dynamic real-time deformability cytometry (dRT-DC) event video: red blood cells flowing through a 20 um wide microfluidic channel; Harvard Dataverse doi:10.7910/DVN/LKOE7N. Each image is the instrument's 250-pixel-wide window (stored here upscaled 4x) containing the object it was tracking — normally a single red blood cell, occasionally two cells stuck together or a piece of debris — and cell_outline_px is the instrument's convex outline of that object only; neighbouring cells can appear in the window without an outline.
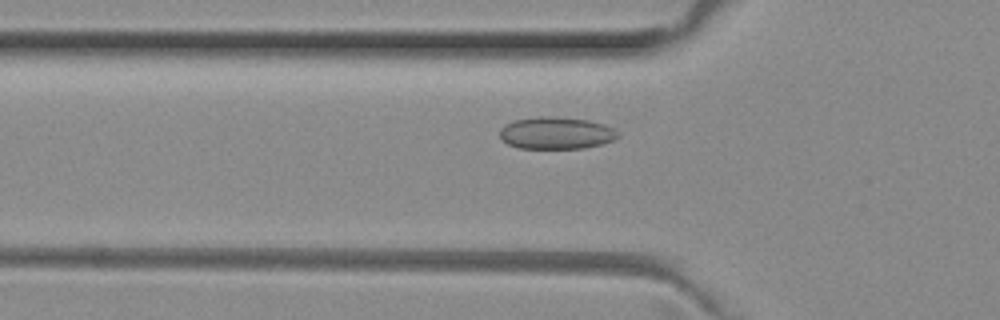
{"species": "common noctule bat (a hibernating species)", "species_latin": "Nyctalus noctula", "temperature_condition": "room temperature", "stored_images_in_passage": 36, "camera_frame_rate_fps": 3000, "um_per_image_px": 0.085, "animal": {"sex": "female", "body_mass_g": 29.2, "forearm_length_mm": 56.3}, "frame": {"image": 1, "passage_image": 12, "time_ms": 3.667, "image_size_px": [1000, 320], "cell_outline_px": [[620, 136], [616, 140], [584, 148], [520, 148], [508, 144], [500, 136], [500, 128], [504, 124], [512, 120], [540, 116], [556, 116], [588, 120], [604, 124], [620, 132]], "centroid_in_image_um": [47.29, 11.29], "position_along_channel_um": 78.5, "area_um2": 22.31}}
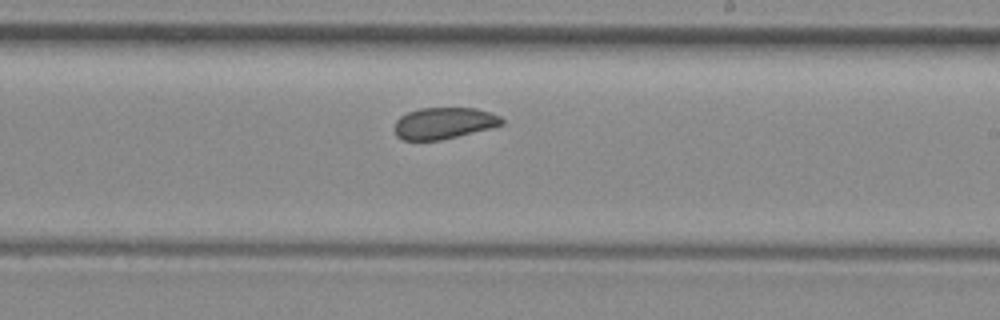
{"frame": {"image": 2, "passage_image": 25, "time_ms": 8.0, "image_size_px": [1000, 320], "cell_outline_px": [[504, 124], [440, 140], [404, 140], [396, 136], [396, 120], [400, 116], [408, 112], [420, 108], [476, 108], [500, 116], [504, 120]], "centroid_in_image_um": [37.72, 10.46], "position_along_channel_um": 251.3, "area_um2": 19.36}}
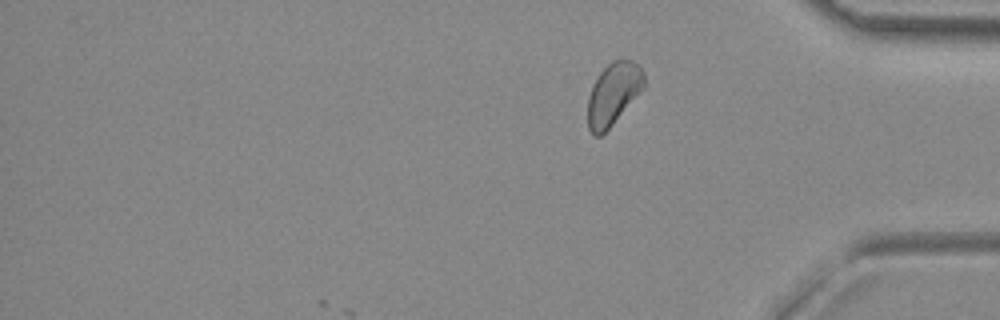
{"frame": {"image": 3, "passage_image": 36, "time_ms": 11.667, "image_size_px": [1000, 320], "cell_outline_px": [[644, 88], [612, 124], [600, 136], [596, 136], [588, 128], [588, 96], [592, 84], [600, 72], [612, 60], [632, 60], [644, 72]], "centroid_in_image_um": [52.12, 7.96], "position_along_channel_um": 383.1, "area_um2": 20.11}, "authors_computed_cell_mechanics": {"area_um2": 20.8369, "velocity_mm_per_s": 3.9843, "shape_relaxation_time_tau1_ms": null, "shape_relaxation_time_tau2_ms": 1.3982, "deformation_change_tau1": null, "deformation_change_tau2": 0.0494}}